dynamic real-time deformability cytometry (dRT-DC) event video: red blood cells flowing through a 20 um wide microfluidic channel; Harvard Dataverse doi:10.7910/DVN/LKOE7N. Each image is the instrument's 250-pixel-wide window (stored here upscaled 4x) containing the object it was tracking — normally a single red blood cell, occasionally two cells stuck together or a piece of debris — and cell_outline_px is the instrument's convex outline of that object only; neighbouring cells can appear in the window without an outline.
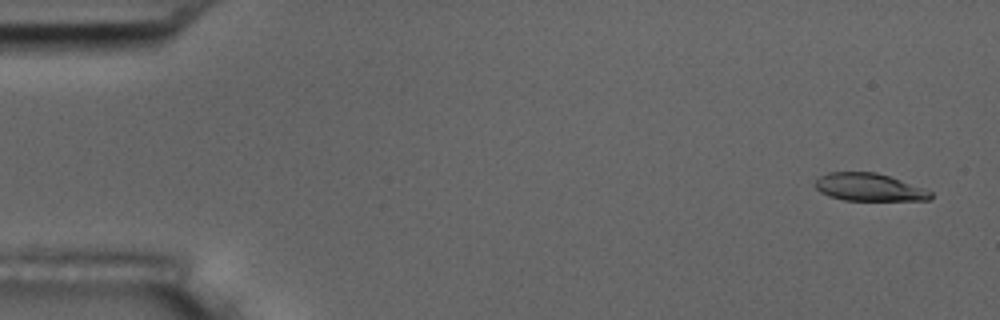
{"species": "common noctule bat (a hibernating species)", "species_latin": "Nyctalus noctula", "temperature_condition": "room temperature", "stored_images_in_passage": 6, "segment_of_instrument_passage": [1, 2], "camera_frame_rate_fps": 3000, "um_per_image_px": 0.085, "animal": {"sex": "male", "body_mass_g": 17.5, "forearm_length_mm": 52.3}, "frame": {"image": 1, "passage_image": 1, "time_ms": 0.0, "image_size_px": [1000, 320], "cell_outline_px": [[932, 196], [928, 200], [844, 200], [828, 196], [820, 192], [816, 188], [816, 180], [820, 176], [828, 172], [876, 172], [924, 188], [932, 192]], "centroid_in_image_um": [73.85, 15.91], "position_along_channel_um": 11.1, "area_um2": 18.44}}
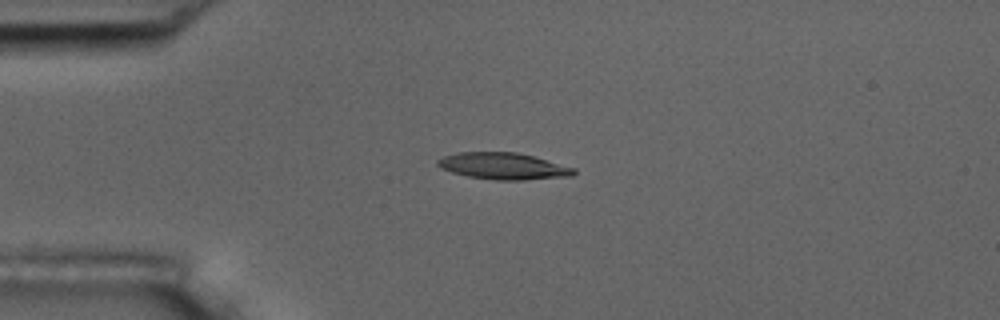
{"frame": {"image": 2, "passage_image": 4, "time_ms": 3.667, "image_size_px": [1000, 320], "cell_outline_px": [[576, 172], [572, 176], [524, 180], [496, 180], [468, 176], [452, 172], [440, 168], [436, 164], [436, 160], [444, 156], [460, 152], [516, 152], [536, 156], [576, 168]], "centroid_in_image_um": [42.81, 14.11], "position_along_channel_um": 42.2, "area_um2": 21.33}}